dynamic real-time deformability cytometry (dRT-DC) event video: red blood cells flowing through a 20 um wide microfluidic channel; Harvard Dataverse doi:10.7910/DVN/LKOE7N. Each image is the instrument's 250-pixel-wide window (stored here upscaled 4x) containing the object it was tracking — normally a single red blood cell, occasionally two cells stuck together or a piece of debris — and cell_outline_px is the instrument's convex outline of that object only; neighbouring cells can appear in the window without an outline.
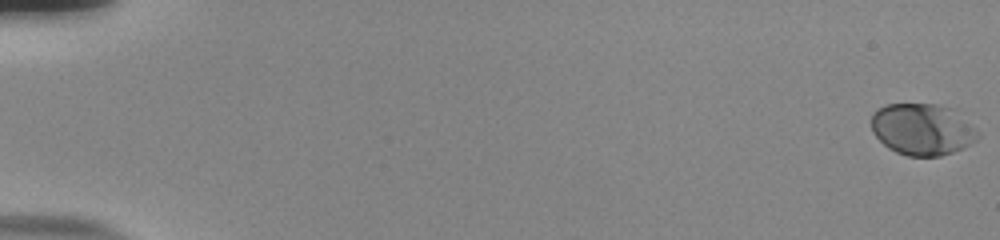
{"species": "human", "species_latin": "Homo sapiens", "temperature_condition": "room temperature", "stored_images_in_passage": 56, "camera_frame_rate_fps": 3000, "um_per_image_px": 0.085, "donor": {"sex": "male"}, "frame": {"image": 1, "passage_image": 1, "time_ms": 0.0, "image_size_px": [1000, 240], "cell_outline_px": [[980, 136], [976, 140], [952, 152], [940, 156], [908, 156], [896, 152], [888, 148], [872, 132], [872, 112], [884, 104], [936, 104], [956, 108], [976, 128]], "centroid_in_image_um": [78.41, 10.97], "position_along_channel_um": 6.6, "area_um2": 32.31}}
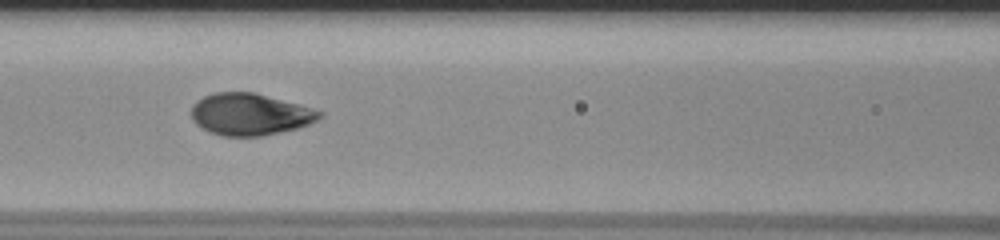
{"frame": {"image": 2, "passage_image": 27, "time_ms": 8.667, "image_size_px": [1000, 240], "cell_outline_px": [[324, 116], [308, 124], [296, 128], [260, 136], [224, 136], [208, 132], [200, 128], [192, 120], [192, 104], [196, 100], [212, 92], [252, 92], [300, 104], [324, 112]], "centroid_in_image_um": [21.22, 9.71], "position_along_channel_um": 145.4, "area_um2": 31.33}}
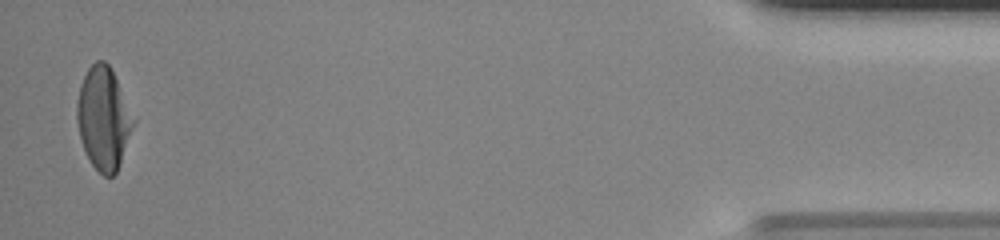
{"frame": {"image": 3, "passage_image": 55, "time_ms": 18.0, "image_size_px": [1000, 240], "cell_outline_px": [[136, 120], [116, 172], [112, 176], [104, 176], [92, 164], [84, 148], [80, 136], [76, 120], [76, 104], [80, 84], [88, 68], [96, 60], [104, 60], [108, 64]], "centroid_in_image_um": [8.78, 10.04], "position_along_channel_um": 426.4, "area_um2": 33.18}, "authors_computed_cell_mechanics": {"area_um2": 32.2524, "velocity_mm_per_s": 3.8278, "shape_relaxation_time_tau1_ms": 4.1334, "shape_relaxation_time_tau2_ms": null, "deformation_change_tau1": 0.2048, "deformation_change_tau2": null}}